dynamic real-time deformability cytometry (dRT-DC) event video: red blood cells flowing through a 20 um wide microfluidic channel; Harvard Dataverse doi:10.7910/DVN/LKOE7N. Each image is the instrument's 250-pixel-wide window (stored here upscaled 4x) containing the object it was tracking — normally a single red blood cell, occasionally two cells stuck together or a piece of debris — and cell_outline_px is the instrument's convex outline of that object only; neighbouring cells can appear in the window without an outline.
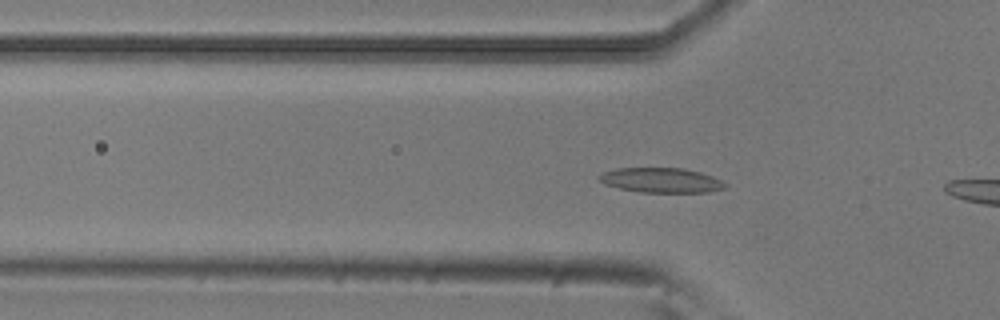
{"species": "common noctule bat (a hibernating species)", "species_latin": "Nyctalus noctula", "temperature_condition": "room temperature", "stored_images_in_passage": 44, "camera_frame_rate_fps": 3000, "um_per_image_px": 0.085, "animal": {"sex": "male", "body_mass_g": 20.5, "forearm_length_mm": 52.5}, "frame": {"image": 1, "passage_image": 17, "time_ms": 5.333, "image_size_px": [1000, 320], "cell_outline_px": [[728, 184], [724, 188], [708, 192], [640, 192], [620, 188], [604, 184], [596, 176], [604, 172], [616, 168], [684, 168], [700, 172], [712, 176]], "centroid_in_image_um": [56.19, 15.31], "position_along_channel_um": 69.6, "area_um2": 18.15}}
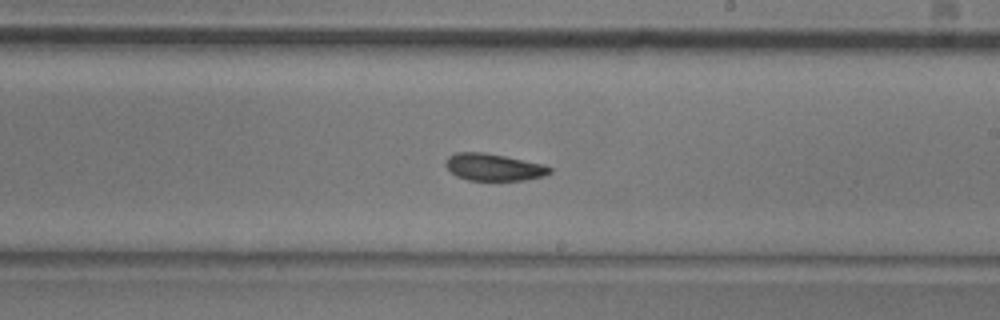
{"frame": {"image": 2, "passage_image": 31, "time_ms": 10.0, "image_size_px": [1000, 320], "cell_outline_px": [[552, 172], [544, 176], [524, 180], [468, 180], [456, 176], [444, 164], [448, 156], [456, 152], [484, 152], [544, 164], [552, 168]], "centroid_in_image_um": [41.97, 14.21], "position_along_channel_um": 247.0, "area_um2": 16.42}}
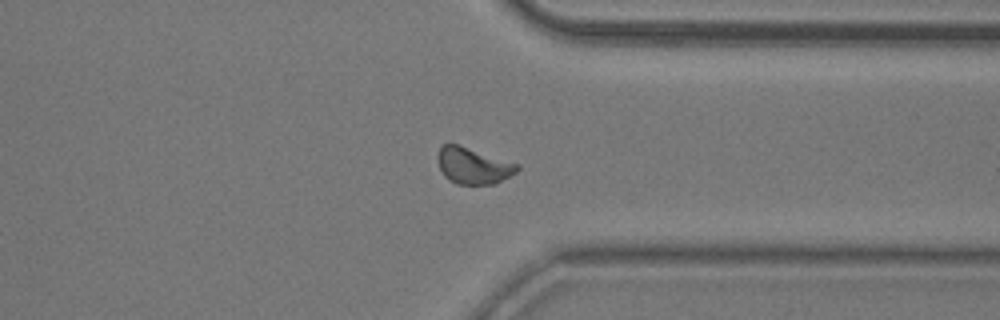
{"frame": {"image": 3, "passage_image": 41, "time_ms": 13.333, "image_size_px": [1000, 320], "cell_outline_px": [[520, 168], [516, 172], [496, 184], [456, 184], [448, 180], [440, 172], [436, 156], [440, 148], [444, 144], [460, 144], [520, 164]], "centroid_in_image_um": [40.21, 14.08], "position_along_channel_um": 371.2, "area_um2": 17.22}}